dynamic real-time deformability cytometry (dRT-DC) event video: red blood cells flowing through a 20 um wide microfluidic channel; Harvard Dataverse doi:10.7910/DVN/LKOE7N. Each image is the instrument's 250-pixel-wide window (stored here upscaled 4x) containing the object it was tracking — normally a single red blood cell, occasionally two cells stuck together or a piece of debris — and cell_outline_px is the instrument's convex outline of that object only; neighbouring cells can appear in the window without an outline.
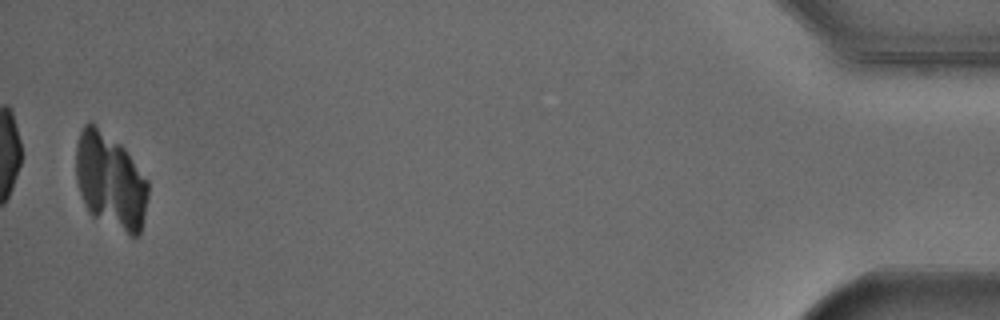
{"species": "Egyptian fruit bat (a non-hibernating species)", "species_latin": "Rousettus aegyptiacus", "temperature_condition": "cold", "stored_images_in_passage": 52, "camera_frame_rate_fps": 3000, "um_per_image_px": 0.085, "animal": {"sex": "male"}, "frame": {"image": 1, "passage_image": 51, "time_ms": 16.667, "image_size_px": [1000, 320], "cell_outline_px": [[148, 196], [144, 216], [140, 232], [136, 236], [132, 236], [92, 216], [88, 212], [84, 204], [76, 180], [76, 148], [80, 132], [84, 124], [88, 120], [92, 120], [120, 144], [124, 148], [148, 180]], "centroid_in_image_um": [9.36, 15.35], "position_along_channel_um": 425.8, "area_um2": 40.52}}